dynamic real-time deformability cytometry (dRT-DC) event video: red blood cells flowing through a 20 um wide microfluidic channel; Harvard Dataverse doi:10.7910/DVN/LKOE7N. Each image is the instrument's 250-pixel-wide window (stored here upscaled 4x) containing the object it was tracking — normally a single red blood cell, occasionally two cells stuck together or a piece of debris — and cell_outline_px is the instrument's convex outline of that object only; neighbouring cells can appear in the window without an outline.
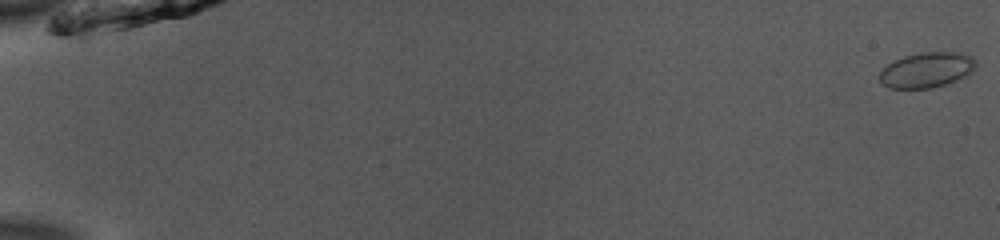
{"species": "common noctule bat (a hibernating species)", "species_latin": "Nyctalus noctula", "temperature_condition": "room temperature", "stored_images_in_passage": 53, "camera_frame_rate_fps": 3000, "um_per_image_px": 0.085, "animal": {"sex": "male", "body_mass_g": 13.0, "forearm_length_mm": 53.1}, "frame": {"image": 1, "passage_image": 1, "time_ms": 0.0, "image_size_px": [1000, 240], "cell_outline_px": [[976, 68], [972, 72], [956, 80], [932, 88], [888, 88], [880, 80], [880, 72], [892, 60], [904, 56], [920, 52], [960, 52], [972, 56], [976, 60]], "centroid_in_image_um": [78.79, 5.93], "position_along_channel_um": 6.2, "area_um2": 19.83}}
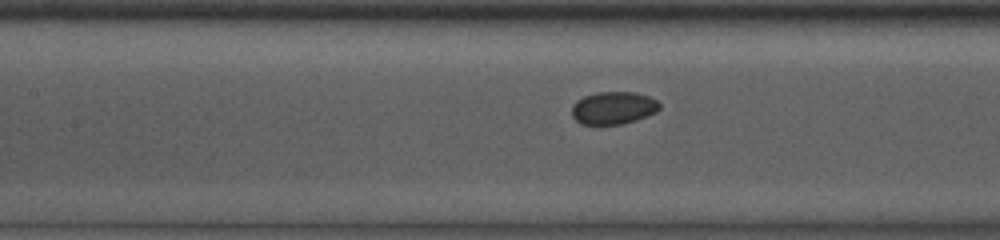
{"frame": {"image": 2, "passage_image": 26, "time_ms": 8.333, "image_size_px": [1000, 240], "cell_outline_px": [[660, 108], [656, 112], [636, 120], [620, 124], [580, 124], [572, 116], [572, 104], [576, 100], [584, 96], [596, 92], [636, 92], [648, 96], [656, 100], [660, 104]], "centroid_in_image_um": [52.12, 9.16], "position_along_channel_um": 155.3, "area_um2": 16.7}}
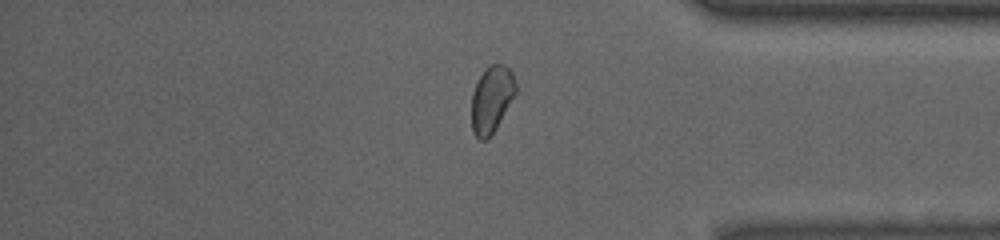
{"frame": {"image": 3, "passage_image": 45, "time_ms": 14.667, "image_size_px": [1000, 240], "cell_outline_px": [[516, 92], [496, 128], [488, 140], [480, 140], [472, 132], [472, 92], [480, 76], [492, 64], [504, 64], [512, 72], [516, 84]], "centroid_in_image_um": [41.78, 8.46], "position_along_channel_um": 393.4, "area_um2": 16.94}, "authors_computed_cell_mechanics": {"area_um2": 17.34, "velocity_mm_per_s": 3.9472, "shape_relaxation_time_tau1_ms": 3.9494, "shape_relaxation_time_tau2_ms": 1.5364, "deformation_change_tau1": 0.0377, "deformation_change_tau2": 0.0318}}